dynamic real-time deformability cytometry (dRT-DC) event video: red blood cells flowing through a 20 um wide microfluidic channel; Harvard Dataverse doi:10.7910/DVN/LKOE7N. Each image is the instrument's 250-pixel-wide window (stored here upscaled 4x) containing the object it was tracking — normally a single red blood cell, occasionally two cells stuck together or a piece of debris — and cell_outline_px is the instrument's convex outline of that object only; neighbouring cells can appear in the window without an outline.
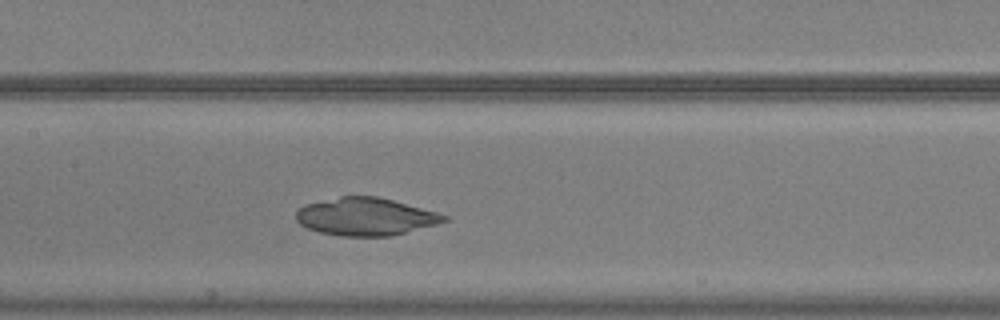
{"species": "common noctule bat (a hibernating species)", "species_latin": "Nyctalus noctula", "temperature_condition": "warm", "stored_images_in_passage": 37, "camera_frame_rate_fps": 3000, "um_per_image_px": 0.085, "animal": {"sex": "male", "body_mass_g": 20.5, "forearm_length_mm": 52.5}, "frame": {"image": 1, "passage_image": 15, "time_ms": 4.667, "image_size_px": [1000, 320], "cell_outline_px": [[448, 220], [436, 224], [392, 236], [340, 236], [320, 232], [308, 228], [300, 224], [296, 220], [296, 212], [304, 204], [340, 196], [376, 196], [392, 200], [436, 212], [448, 216]], "centroid_in_image_um": [31.05, 18.41], "position_along_channel_um": 176.4, "area_um2": 32.31}}
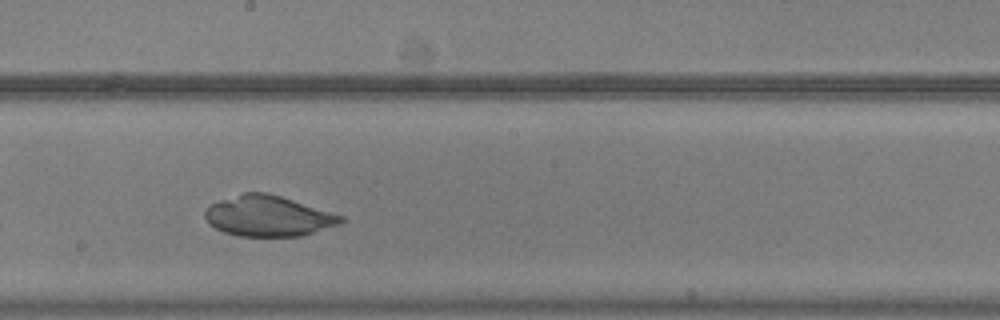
{"frame": {"image": 2, "passage_image": 19, "time_ms": 6.0, "image_size_px": [1000, 320], "cell_outline_px": [[344, 220], [336, 224], [300, 236], [240, 236], [224, 232], [208, 224], [204, 216], [204, 212], [212, 204], [220, 200], [244, 192], [264, 192], [280, 196], [344, 216]], "centroid_in_image_um": [22.74, 18.36], "position_along_channel_um": 225.5, "area_um2": 31.62}}
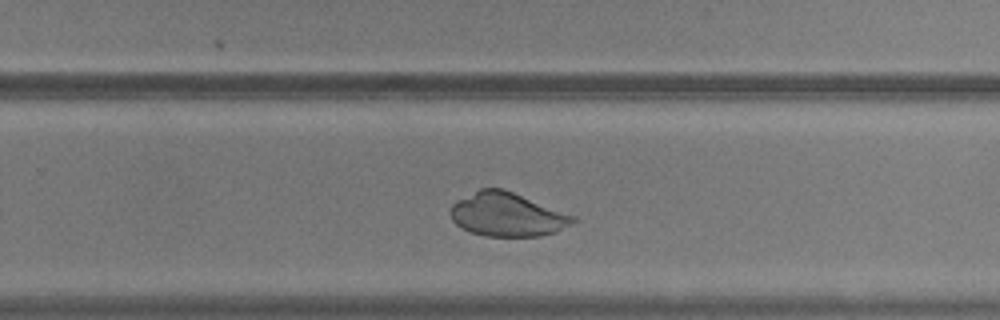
{"frame": {"image": 3, "passage_image": 24, "time_ms": 7.667, "image_size_px": [1000, 320], "cell_outline_px": [[580, 220], [556, 232], [540, 236], [484, 236], [472, 232], [456, 224], [452, 220], [448, 212], [452, 204], [456, 200], [480, 188], [504, 188], [576, 216]], "centroid_in_image_um": [43.13, 18.23], "position_along_channel_um": 286.7, "area_um2": 31.56}}